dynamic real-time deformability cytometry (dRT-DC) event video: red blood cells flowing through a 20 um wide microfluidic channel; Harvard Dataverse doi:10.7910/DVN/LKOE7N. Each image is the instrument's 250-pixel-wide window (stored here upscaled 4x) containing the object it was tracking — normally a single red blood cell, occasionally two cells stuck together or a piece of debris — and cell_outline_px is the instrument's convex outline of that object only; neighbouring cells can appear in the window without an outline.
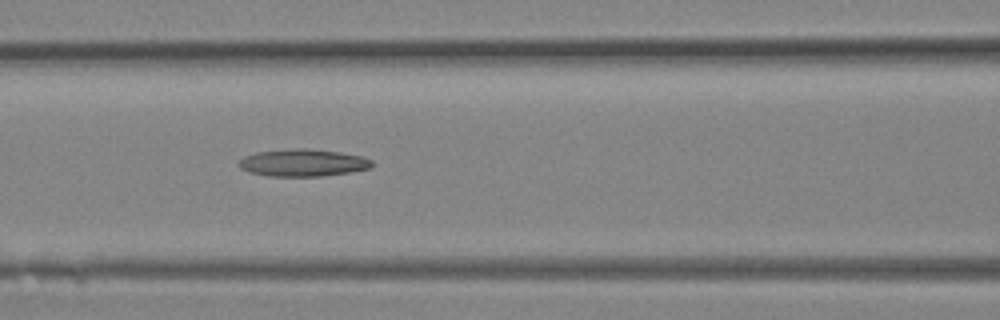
{"species": "Egyptian fruit bat (a non-hibernating species)", "species_latin": "Rousettus aegyptiacus", "temperature_condition": "room temperature", "stored_images_in_passage": 13, "camera_frame_rate_fps": 3000, "um_per_image_px": 0.085, "animal": {"sex": "female"}, "frame": {"image": 1, "passage_image": 13, "time_ms": 4.0, "image_size_px": [1000, 320], "cell_outline_px": [[372, 168], [348, 172], [320, 176], [268, 176], [248, 172], [240, 168], [236, 164], [244, 156], [256, 152], [296, 148], [304, 148], [340, 152], [360, 156], [372, 160]], "centroid_in_image_um": [25.7, 13.83], "position_along_channel_um": 140.9, "area_um2": 21.1}}